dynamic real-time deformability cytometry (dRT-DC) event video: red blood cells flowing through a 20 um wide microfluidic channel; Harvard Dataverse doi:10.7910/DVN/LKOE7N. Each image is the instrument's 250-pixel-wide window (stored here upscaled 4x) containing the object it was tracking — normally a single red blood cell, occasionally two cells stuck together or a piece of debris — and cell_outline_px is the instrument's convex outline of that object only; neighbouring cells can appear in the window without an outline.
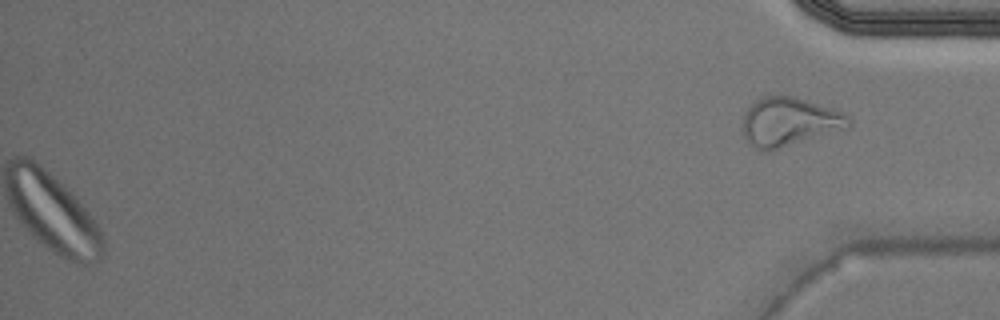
{"species": "Egyptian fruit bat (a non-hibernating species)", "species_latin": "Rousettus aegyptiacus", "temperature_condition": "warm", "stored_images_in_passage": 39, "camera_frame_rate_fps": 3000, "um_per_image_px": 0.085, "animal": {"sex": "male"}, "frame": {"image": 1, "passage_image": 39, "time_ms": 12.667, "image_size_px": [1000, 320], "cell_outline_px": [[852, 128], [768, 152], [760, 152], [748, 144], [744, 136], [744, 112], [756, 100], [764, 96], [792, 96], [832, 108], [844, 112], [852, 116]], "centroid_in_image_um": [67.15, 10.39], "position_along_channel_um": 368.0, "area_um2": 30.75}}